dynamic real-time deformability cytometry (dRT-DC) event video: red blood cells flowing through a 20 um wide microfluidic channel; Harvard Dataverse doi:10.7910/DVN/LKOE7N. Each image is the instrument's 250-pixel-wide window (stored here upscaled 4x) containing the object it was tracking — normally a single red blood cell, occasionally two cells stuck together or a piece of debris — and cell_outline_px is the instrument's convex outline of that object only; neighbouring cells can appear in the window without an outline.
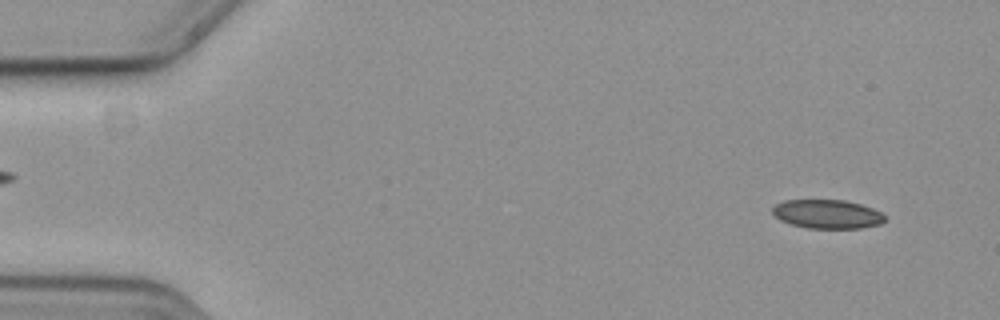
{"species": "common noctule bat (a hibernating species)", "species_latin": "Nyctalus noctula", "temperature_condition": "cold", "stored_images_in_passage": 56, "camera_frame_rate_fps": 3000, "um_per_image_px": 0.085, "animal": {"sex": "female", "body_mass_g": 19.3, "forearm_length_mm": 54.1}, "frame": {"image": 1, "passage_image": 4, "time_ms": 1.0, "image_size_px": [1000, 320], "cell_outline_px": [[888, 220], [880, 224], [860, 228], [808, 228], [788, 224], [780, 220], [772, 212], [772, 208], [776, 204], [784, 200], [844, 200], [860, 204], [872, 208], [888, 216]], "centroid_in_image_um": [70.34, 18.2], "position_along_channel_um": 14.7, "area_um2": 19.07}}
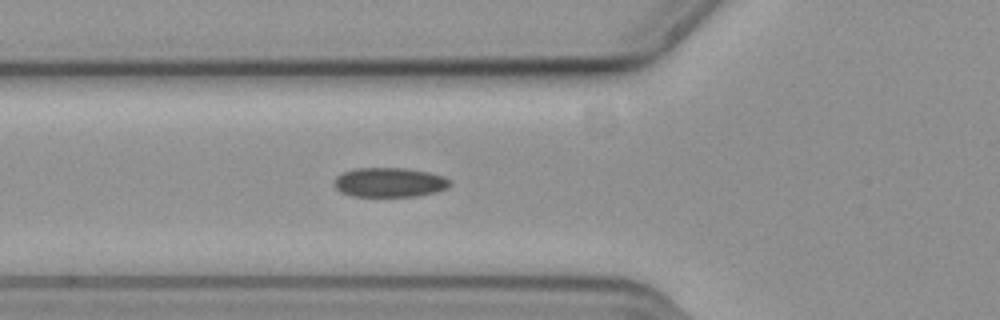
{"frame": {"image": 2, "passage_image": 20, "time_ms": 6.333, "image_size_px": [1000, 320], "cell_outline_px": [[452, 184], [448, 188], [436, 192], [416, 196], [352, 196], [340, 192], [332, 184], [332, 180], [336, 176], [344, 172], [356, 168], [404, 168], [428, 172], [444, 176], [452, 180]], "centroid_in_image_um": [33.11, 15.5], "position_along_channel_um": 92.7, "area_um2": 20.11}}
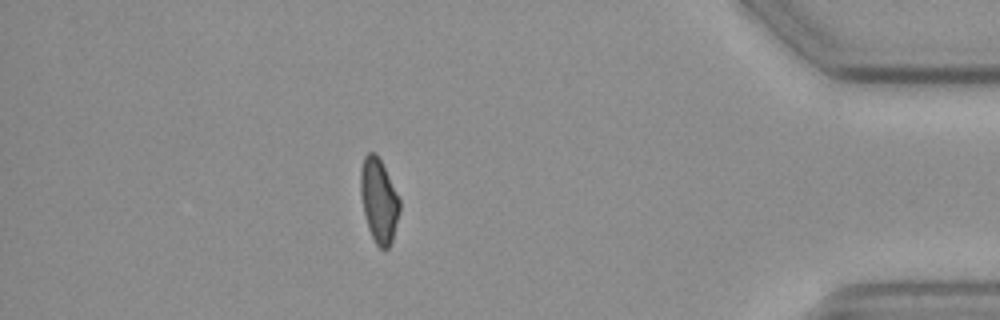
{"frame": {"image": 3, "passage_image": 49, "time_ms": 16.0, "image_size_px": [1000, 320], "cell_outline_px": [[400, 208], [392, 240], [388, 248], [380, 248], [376, 244], [368, 228], [360, 196], [360, 168], [364, 156], [368, 152], [376, 152], [400, 200]], "centroid_in_image_um": [32.18, 17.02], "position_along_channel_um": 403.0, "area_um2": 18.9}, "authors_computed_cell_mechanics": {"area_um2": 19.941, "velocity_mm_per_s": 3.6803, "shape_relaxation_time_tau1_ms": 5.0806, "shape_relaxation_time_tau2_ms": 7.5696, "deformation_change_tau1": 0.0984, "deformation_change_tau2": 0.1088}}